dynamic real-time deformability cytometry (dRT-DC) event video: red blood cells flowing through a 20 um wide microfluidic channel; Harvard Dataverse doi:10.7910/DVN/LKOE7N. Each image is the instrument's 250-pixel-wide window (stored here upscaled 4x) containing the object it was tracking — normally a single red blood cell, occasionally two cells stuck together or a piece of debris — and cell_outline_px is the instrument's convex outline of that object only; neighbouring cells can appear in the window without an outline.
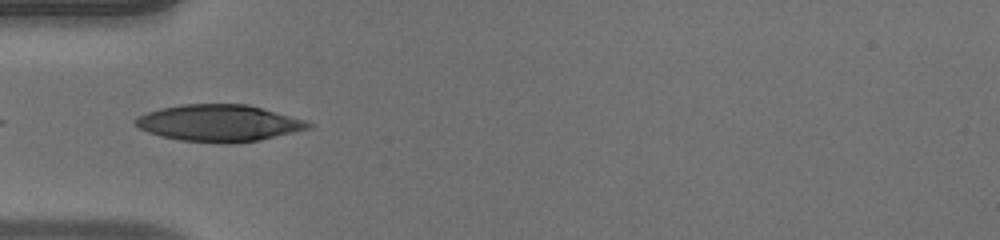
{"species": "human", "species_latin": "Homo sapiens", "temperature_condition": "warm", "stored_images_in_passage": 21, "camera_frame_rate_fps": 3000, "um_per_image_px": 0.085, "donor": {"sex": "male"}, "frame": {"image": 1, "passage_image": 1, "time_ms": 0.0, "image_size_px": [1000, 240], "cell_outline_px": [[312, 128], [256, 140], [232, 144], [220, 144], [180, 140], [160, 136], [148, 132], [132, 124], [132, 120], [136, 116], [160, 108], [184, 104], [248, 104], [304, 120], [312, 124]], "centroid_in_image_um": [18.54, 10.47], "position_along_channel_um": 66.5, "area_um2": 37.05}}
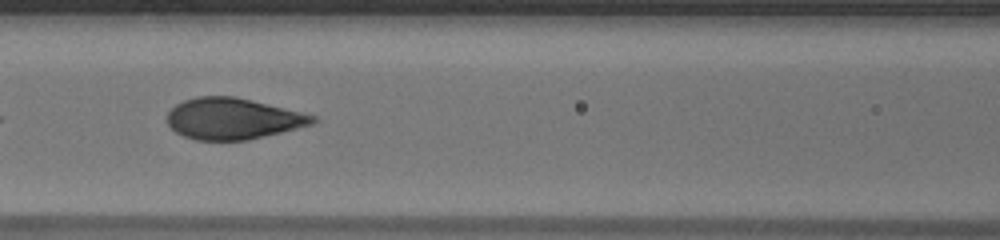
{"frame": {"image": 2, "passage_image": 7, "time_ms": 2.0, "image_size_px": [1000, 240], "cell_outline_px": [[320, 120], [312, 124], [248, 140], [196, 140], [184, 136], [176, 132], [168, 124], [168, 112], [176, 104], [184, 100], [196, 96], [236, 96], [316, 116]], "centroid_in_image_um": [19.78, 10.08], "position_along_channel_um": 146.8, "area_um2": 34.74}}